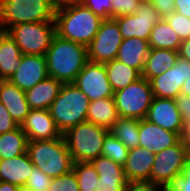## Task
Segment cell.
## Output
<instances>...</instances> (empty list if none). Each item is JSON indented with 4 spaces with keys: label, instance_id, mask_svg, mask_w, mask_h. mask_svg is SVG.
<instances>
[{
    "label": "cell",
    "instance_id": "obj_1",
    "mask_svg": "<svg viewBox=\"0 0 190 191\" xmlns=\"http://www.w3.org/2000/svg\"><path fill=\"white\" fill-rule=\"evenodd\" d=\"M104 19L95 15L80 1L56 8L55 32L63 39L88 46Z\"/></svg>",
    "mask_w": 190,
    "mask_h": 191
},
{
    "label": "cell",
    "instance_id": "obj_2",
    "mask_svg": "<svg viewBox=\"0 0 190 191\" xmlns=\"http://www.w3.org/2000/svg\"><path fill=\"white\" fill-rule=\"evenodd\" d=\"M45 58L49 77L73 83L88 61L87 47L55 34Z\"/></svg>",
    "mask_w": 190,
    "mask_h": 191
},
{
    "label": "cell",
    "instance_id": "obj_3",
    "mask_svg": "<svg viewBox=\"0 0 190 191\" xmlns=\"http://www.w3.org/2000/svg\"><path fill=\"white\" fill-rule=\"evenodd\" d=\"M27 153L33 165L51 178L67 174L73 169L74 162L64 136L28 141Z\"/></svg>",
    "mask_w": 190,
    "mask_h": 191
},
{
    "label": "cell",
    "instance_id": "obj_4",
    "mask_svg": "<svg viewBox=\"0 0 190 191\" xmlns=\"http://www.w3.org/2000/svg\"><path fill=\"white\" fill-rule=\"evenodd\" d=\"M89 103V98L75 84L63 83L49 108L62 135L73 126L86 122Z\"/></svg>",
    "mask_w": 190,
    "mask_h": 191
},
{
    "label": "cell",
    "instance_id": "obj_5",
    "mask_svg": "<svg viewBox=\"0 0 190 191\" xmlns=\"http://www.w3.org/2000/svg\"><path fill=\"white\" fill-rule=\"evenodd\" d=\"M55 8L48 0H0V28L20 23L54 22Z\"/></svg>",
    "mask_w": 190,
    "mask_h": 191
},
{
    "label": "cell",
    "instance_id": "obj_6",
    "mask_svg": "<svg viewBox=\"0 0 190 191\" xmlns=\"http://www.w3.org/2000/svg\"><path fill=\"white\" fill-rule=\"evenodd\" d=\"M109 130L83 122L63 134L73 162H91L102 156V145Z\"/></svg>",
    "mask_w": 190,
    "mask_h": 191
},
{
    "label": "cell",
    "instance_id": "obj_7",
    "mask_svg": "<svg viewBox=\"0 0 190 191\" xmlns=\"http://www.w3.org/2000/svg\"><path fill=\"white\" fill-rule=\"evenodd\" d=\"M190 157V148L180 141L155 153L149 185L158 186L167 191L182 174L183 167Z\"/></svg>",
    "mask_w": 190,
    "mask_h": 191
},
{
    "label": "cell",
    "instance_id": "obj_8",
    "mask_svg": "<svg viewBox=\"0 0 190 191\" xmlns=\"http://www.w3.org/2000/svg\"><path fill=\"white\" fill-rule=\"evenodd\" d=\"M119 117L139 119L146 117L154 95L150 81L141 77L113 94Z\"/></svg>",
    "mask_w": 190,
    "mask_h": 191
},
{
    "label": "cell",
    "instance_id": "obj_9",
    "mask_svg": "<svg viewBox=\"0 0 190 191\" xmlns=\"http://www.w3.org/2000/svg\"><path fill=\"white\" fill-rule=\"evenodd\" d=\"M6 33L16 42L22 54L43 55L50 47L55 32V22L20 23Z\"/></svg>",
    "mask_w": 190,
    "mask_h": 191
},
{
    "label": "cell",
    "instance_id": "obj_10",
    "mask_svg": "<svg viewBox=\"0 0 190 191\" xmlns=\"http://www.w3.org/2000/svg\"><path fill=\"white\" fill-rule=\"evenodd\" d=\"M123 36L115 19H104L87 46L89 61L105 64L116 59Z\"/></svg>",
    "mask_w": 190,
    "mask_h": 191
},
{
    "label": "cell",
    "instance_id": "obj_11",
    "mask_svg": "<svg viewBox=\"0 0 190 191\" xmlns=\"http://www.w3.org/2000/svg\"><path fill=\"white\" fill-rule=\"evenodd\" d=\"M91 101L113 97L105 65L87 61L73 82Z\"/></svg>",
    "mask_w": 190,
    "mask_h": 191
},
{
    "label": "cell",
    "instance_id": "obj_12",
    "mask_svg": "<svg viewBox=\"0 0 190 191\" xmlns=\"http://www.w3.org/2000/svg\"><path fill=\"white\" fill-rule=\"evenodd\" d=\"M161 19L152 4H140L135 14L118 17L115 20L123 39L136 37L149 41L154 25Z\"/></svg>",
    "mask_w": 190,
    "mask_h": 191
},
{
    "label": "cell",
    "instance_id": "obj_13",
    "mask_svg": "<svg viewBox=\"0 0 190 191\" xmlns=\"http://www.w3.org/2000/svg\"><path fill=\"white\" fill-rule=\"evenodd\" d=\"M190 77V62L178 57L173 67L150 80L154 97L175 99Z\"/></svg>",
    "mask_w": 190,
    "mask_h": 191
},
{
    "label": "cell",
    "instance_id": "obj_14",
    "mask_svg": "<svg viewBox=\"0 0 190 191\" xmlns=\"http://www.w3.org/2000/svg\"><path fill=\"white\" fill-rule=\"evenodd\" d=\"M47 77L45 56L23 54L16 72L9 81L19 89L27 91Z\"/></svg>",
    "mask_w": 190,
    "mask_h": 191
},
{
    "label": "cell",
    "instance_id": "obj_15",
    "mask_svg": "<svg viewBox=\"0 0 190 191\" xmlns=\"http://www.w3.org/2000/svg\"><path fill=\"white\" fill-rule=\"evenodd\" d=\"M145 119L178 135L184 121L175 99L159 97L153 98Z\"/></svg>",
    "mask_w": 190,
    "mask_h": 191
},
{
    "label": "cell",
    "instance_id": "obj_16",
    "mask_svg": "<svg viewBox=\"0 0 190 191\" xmlns=\"http://www.w3.org/2000/svg\"><path fill=\"white\" fill-rule=\"evenodd\" d=\"M21 128L28 141L51 140L63 136L50 115L49 109H30Z\"/></svg>",
    "mask_w": 190,
    "mask_h": 191
},
{
    "label": "cell",
    "instance_id": "obj_17",
    "mask_svg": "<svg viewBox=\"0 0 190 191\" xmlns=\"http://www.w3.org/2000/svg\"><path fill=\"white\" fill-rule=\"evenodd\" d=\"M91 164L99 174L94 191H126L129 187L122 165L104 156L93 159Z\"/></svg>",
    "mask_w": 190,
    "mask_h": 191
},
{
    "label": "cell",
    "instance_id": "obj_18",
    "mask_svg": "<svg viewBox=\"0 0 190 191\" xmlns=\"http://www.w3.org/2000/svg\"><path fill=\"white\" fill-rule=\"evenodd\" d=\"M179 142V135L163 129L145 118L139 121V146L149 152L158 153Z\"/></svg>",
    "mask_w": 190,
    "mask_h": 191
},
{
    "label": "cell",
    "instance_id": "obj_19",
    "mask_svg": "<svg viewBox=\"0 0 190 191\" xmlns=\"http://www.w3.org/2000/svg\"><path fill=\"white\" fill-rule=\"evenodd\" d=\"M155 154L141 146L129 149L124 173L129 184H148Z\"/></svg>",
    "mask_w": 190,
    "mask_h": 191
},
{
    "label": "cell",
    "instance_id": "obj_20",
    "mask_svg": "<svg viewBox=\"0 0 190 191\" xmlns=\"http://www.w3.org/2000/svg\"><path fill=\"white\" fill-rule=\"evenodd\" d=\"M0 102L8 110L15 122L21 126L30 111L25 91L19 89L9 80H0Z\"/></svg>",
    "mask_w": 190,
    "mask_h": 191
},
{
    "label": "cell",
    "instance_id": "obj_21",
    "mask_svg": "<svg viewBox=\"0 0 190 191\" xmlns=\"http://www.w3.org/2000/svg\"><path fill=\"white\" fill-rule=\"evenodd\" d=\"M33 167L28 153L14 158L0 159V180L18 187L25 186Z\"/></svg>",
    "mask_w": 190,
    "mask_h": 191
},
{
    "label": "cell",
    "instance_id": "obj_22",
    "mask_svg": "<svg viewBox=\"0 0 190 191\" xmlns=\"http://www.w3.org/2000/svg\"><path fill=\"white\" fill-rule=\"evenodd\" d=\"M149 51V41L136 37L127 38L122 40L116 59L142 73Z\"/></svg>",
    "mask_w": 190,
    "mask_h": 191
},
{
    "label": "cell",
    "instance_id": "obj_23",
    "mask_svg": "<svg viewBox=\"0 0 190 191\" xmlns=\"http://www.w3.org/2000/svg\"><path fill=\"white\" fill-rule=\"evenodd\" d=\"M62 85L61 81L48 76L31 89L25 91L26 101L30 109H49L58 96Z\"/></svg>",
    "mask_w": 190,
    "mask_h": 191
},
{
    "label": "cell",
    "instance_id": "obj_24",
    "mask_svg": "<svg viewBox=\"0 0 190 191\" xmlns=\"http://www.w3.org/2000/svg\"><path fill=\"white\" fill-rule=\"evenodd\" d=\"M178 57L175 50L150 48L141 76L150 81L173 67Z\"/></svg>",
    "mask_w": 190,
    "mask_h": 191
},
{
    "label": "cell",
    "instance_id": "obj_25",
    "mask_svg": "<svg viewBox=\"0 0 190 191\" xmlns=\"http://www.w3.org/2000/svg\"><path fill=\"white\" fill-rule=\"evenodd\" d=\"M118 118L114 97H106L89 103L87 122L110 130Z\"/></svg>",
    "mask_w": 190,
    "mask_h": 191
},
{
    "label": "cell",
    "instance_id": "obj_26",
    "mask_svg": "<svg viewBox=\"0 0 190 191\" xmlns=\"http://www.w3.org/2000/svg\"><path fill=\"white\" fill-rule=\"evenodd\" d=\"M22 52L4 31L0 35V80H9L19 66Z\"/></svg>",
    "mask_w": 190,
    "mask_h": 191
},
{
    "label": "cell",
    "instance_id": "obj_27",
    "mask_svg": "<svg viewBox=\"0 0 190 191\" xmlns=\"http://www.w3.org/2000/svg\"><path fill=\"white\" fill-rule=\"evenodd\" d=\"M104 65L113 92L126 88L129 84L142 77L138 70L121 63L117 59Z\"/></svg>",
    "mask_w": 190,
    "mask_h": 191
},
{
    "label": "cell",
    "instance_id": "obj_28",
    "mask_svg": "<svg viewBox=\"0 0 190 191\" xmlns=\"http://www.w3.org/2000/svg\"><path fill=\"white\" fill-rule=\"evenodd\" d=\"M28 139L21 126L0 134V159H9L27 153Z\"/></svg>",
    "mask_w": 190,
    "mask_h": 191
},
{
    "label": "cell",
    "instance_id": "obj_29",
    "mask_svg": "<svg viewBox=\"0 0 190 191\" xmlns=\"http://www.w3.org/2000/svg\"><path fill=\"white\" fill-rule=\"evenodd\" d=\"M181 43L182 40L165 19L154 25L149 38L150 48L178 51Z\"/></svg>",
    "mask_w": 190,
    "mask_h": 191
},
{
    "label": "cell",
    "instance_id": "obj_30",
    "mask_svg": "<svg viewBox=\"0 0 190 191\" xmlns=\"http://www.w3.org/2000/svg\"><path fill=\"white\" fill-rule=\"evenodd\" d=\"M139 119L119 117L109 132L128 149L139 146Z\"/></svg>",
    "mask_w": 190,
    "mask_h": 191
},
{
    "label": "cell",
    "instance_id": "obj_31",
    "mask_svg": "<svg viewBox=\"0 0 190 191\" xmlns=\"http://www.w3.org/2000/svg\"><path fill=\"white\" fill-rule=\"evenodd\" d=\"M72 170L76 174L80 191L95 190L99 174L91 162H74Z\"/></svg>",
    "mask_w": 190,
    "mask_h": 191
},
{
    "label": "cell",
    "instance_id": "obj_32",
    "mask_svg": "<svg viewBox=\"0 0 190 191\" xmlns=\"http://www.w3.org/2000/svg\"><path fill=\"white\" fill-rule=\"evenodd\" d=\"M129 154V149L110 132L105 136L102 145V156L110 158L114 162L124 166Z\"/></svg>",
    "mask_w": 190,
    "mask_h": 191
},
{
    "label": "cell",
    "instance_id": "obj_33",
    "mask_svg": "<svg viewBox=\"0 0 190 191\" xmlns=\"http://www.w3.org/2000/svg\"><path fill=\"white\" fill-rule=\"evenodd\" d=\"M165 20L181 40L190 38V18L174 11L170 16L166 17Z\"/></svg>",
    "mask_w": 190,
    "mask_h": 191
},
{
    "label": "cell",
    "instance_id": "obj_34",
    "mask_svg": "<svg viewBox=\"0 0 190 191\" xmlns=\"http://www.w3.org/2000/svg\"><path fill=\"white\" fill-rule=\"evenodd\" d=\"M49 191H80L75 172L52 178Z\"/></svg>",
    "mask_w": 190,
    "mask_h": 191
},
{
    "label": "cell",
    "instance_id": "obj_35",
    "mask_svg": "<svg viewBox=\"0 0 190 191\" xmlns=\"http://www.w3.org/2000/svg\"><path fill=\"white\" fill-rule=\"evenodd\" d=\"M51 180V177H49L43 171L34 166L25 186L32 188L36 191H49Z\"/></svg>",
    "mask_w": 190,
    "mask_h": 191
},
{
    "label": "cell",
    "instance_id": "obj_36",
    "mask_svg": "<svg viewBox=\"0 0 190 191\" xmlns=\"http://www.w3.org/2000/svg\"><path fill=\"white\" fill-rule=\"evenodd\" d=\"M112 15L111 19L133 15L136 13L140 3L138 0H111Z\"/></svg>",
    "mask_w": 190,
    "mask_h": 191
},
{
    "label": "cell",
    "instance_id": "obj_37",
    "mask_svg": "<svg viewBox=\"0 0 190 191\" xmlns=\"http://www.w3.org/2000/svg\"><path fill=\"white\" fill-rule=\"evenodd\" d=\"M80 2L102 19H111V0H80Z\"/></svg>",
    "mask_w": 190,
    "mask_h": 191
},
{
    "label": "cell",
    "instance_id": "obj_38",
    "mask_svg": "<svg viewBox=\"0 0 190 191\" xmlns=\"http://www.w3.org/2000/svg\"><path fill=\"white\" fill-rule=\"evenodd\" d=\"M168 191H190V157L183 167L182 174Z\"/></svg>",
    "mask_w": 190,
    "mask_h": 191
},
{
    "label": "cell",
    "instance_id": "obj_39",
    "mask_svg": "<svg viewBox=\"0 0 190 191\" xmlns=\"http://www.w3.org/2000/svg\"><path fill=\"white\" fill-rule=\"evenodd\" d=\"M18 127L17 122H15L5 106L0 102V134L13 131Z\"/></svg>",
    "mask_w": 190,
    "mask_h": 191
},
{
    "label": "cell",
    "instance_id": "obj_40",
    "mask_svg": "<svg viewBox=\"0 0 190 191\" xmlns=\"http://www.w3.org/2000/svg\"><path fill=\"white\" fill-rule=\"evenodd\" d=\"M152 5L162 19L170 16L175 11V0H154Z\"/></svg>",
    "mask_w": 190,
    "mask_h": 191
},
{
    "label": "cell",
    "instance_id": "obj_41",
    "mask_svg": "<svg viewBox=\"0 0 190 191\" xmlns=\"http://www.w3.org/2000/svg\"><path fill=\"white\" fill-rule=\"evenodd\" d=\"M175 100L182 119L184 121L190 119V97L188 95L179 94Z\"/></svg>",
    "mask_w": 190,
    "mask_h": 191
},
{
    "label": "cell",
    "instance_id": "obj_42",
    "mask_svg": "<svg viewBox=\"0 0 190 191\" xmlns=\"http://www.w3.org/2000/svg\"><path fill=\"white\" fill-rule=\"evenodd\" d=\"M179 141L190 148V119L183 121Z\"/></svg>",
    "mask_w": 190,
    "mask_h": 191
},
{
    "label": "cell",
    "instance_id": "obj_43",
    "mask_svg": "<svg viewBox=\"0 0 190 191\" xmlns=\"http://www.w3.org/2000/svg\"><path fill=\"white\" fill-rule=\"evenodd\" d=\"M175 11L190 18V0H175Z\"/></svg>",
    "mask_w": 190,
    "mask_h": 191
},
{
    "label": "cell",
    "instance_id": "obj_44",
    "mask_svg": "<svg viewBox=\"0 0 190 191\" xmlns=\"http://www.w3.org/2000/svg\"><path fill=\"white\" fill-rule=\"evenodd\" d=\"M126 191H167L164 188L149 184H131Z\"/></svg>",
    "mask_w": 190,
    "mask_h": 191
},
{
    "label": "cell",
    "instance_id": "obj_45",
    "mask_svg": "<svg viewBox=\"0 0 190 191\" xmlns=\"http://www.w3.org/2000/svg\"><path fill=\"white\" fill-rule=\"evenodd\" d=\"M178 55L182 59L188 60L190 62V38L182 40V43L178 49Z\"/></svg>",
    "mask_w": 190,
    "mask_h": 191
},
{
    "label": "cell",
    "instance_id": "obj_46",
    "mask_svg": "<svg viewBox=\"0 0 190 191\" xmlns=\"http://www.w3.org/2000/svg\"><path fill=\"white\" fill-rule=\"evenodd\" d=\"M52 5L53 7L56 9V8H59V7H62V6H66V5H69L73 2H76L78 0H48Z\"/></svg>",
    "mask_w": 190,
    "mask_h": 191
},
{
    "label": "cell",
    "instance_id": "obj_47",
    "mask_svg": "<svg viewBox=\"0 0 190 191\" xmlns=\"http://www.w3.org/2000/svg\"><path fill=\"white\" fill-rule=\"evenodd\" d=\"M0 191H18V186L0 181Z\"/></svg>",
    "mask_w": 190,
    "mask_h": 191
},
{
    "label": "cell",
    "instance_id": "obj_48",
    "mask_svg": "<svg viewBox=\"0 0 190 191\" xmlns=\"http://www.w3.org/2000/svg\"><path fill=\"white\" fill-rule=\"evenodd\" d=\"M190 97V77L185 81L181 87V93Z\"/></svg>",
    "mask_w": 190,
    "mask_h": 191
},
{
    "label": "cell",
    "instance_id": "obj_49",
    "mask_svg": "<svg viewBox=\"0 0 190 191\" xmlns=\"http://www.w3.org/2000/svg\"><path fill=\"white\" fill-rule=\"evenodd\" d=\"M18 191H36V190L29 188L27 186H19Z\"/></svg>",
    "mask_w": 190,
    "mask_h": 191
},
{
    "label": "cell",
    "instance_id": "obj_50",
    "mask_svg": "<svg viewBox=\"0 0 190 191\" xmlns=\"http://www.w3.org/2000/svg\"><path fill=\"white\" fill-rule=\"evenodd\" d=\"M140 4H153L154 0H138Z\"/></svg>",
    "mask_w": 190,
    "mask_h": 191
},
{
    "label": "cell",
    "instance_id": "obj_51",
    "mask_svg": "<svg viewBox=\"0 0 190 191\" xmlns=\"http://www.w3.org/2000/svg\"><path fill=\"white\" fill-rule=\"evenodd\" d=\"M3 32H4V30H2V29L0 28V35H1Z\"/></svg>",
    "mask_w": 190,
    "mask_h": 191
}]
</instances>
